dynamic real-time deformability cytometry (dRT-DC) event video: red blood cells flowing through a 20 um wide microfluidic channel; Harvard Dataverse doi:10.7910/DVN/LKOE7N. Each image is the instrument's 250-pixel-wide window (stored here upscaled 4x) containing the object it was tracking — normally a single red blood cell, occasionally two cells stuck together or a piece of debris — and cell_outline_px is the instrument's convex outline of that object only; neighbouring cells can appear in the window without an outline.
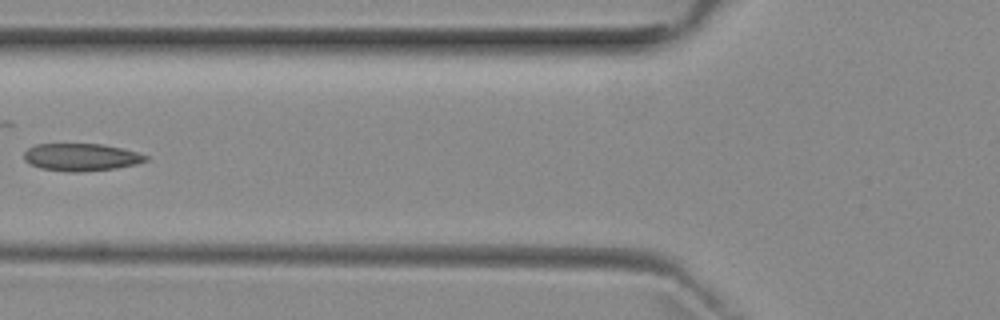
{"species": "common noctule bat (a hibernating species)", "species_latin": "Nyctalus noctula", "temperature_condition": "room temperature", "stored_images_in_passage": 7, "camera_frame_rate_fps": 3000, "um_per_image_px": 0.085, "animal": {"sex": "female", "body_mass_g": 29.2, "forearm_length_mm": 56.3}, "frame": {"image": 1, "passage_image": 6, "time_ms": 6.0, "image_size_px": [1000, 320], "cell_outline_px": [[148, 160], [136, 164], [116, 168], [80, 172], [68, 172], [40, 168], [24, 160], [24, 152], [28, 148], [36, 144], [100, 144], [120, 148], [136, 152], [148, 156]], "centroid_in_image_um": [6.88, 13.36], "position_along_channel_um": 118.9, "area_um2": 19.36}}
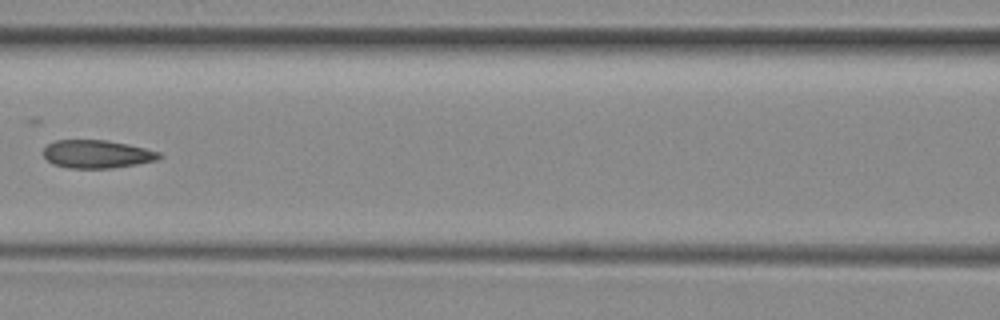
{"frame": {"image": 2, "passage_image": 7, "time_ms": 7.0, "image_size_px": [1000, 320], "cell_outline_px": [[164, 156], [156, 160], [136, 164], [112, 168], [68, 168], [52, 164], [44, 156], [44, 148], [48, 144], [56, 140], [104, 140], [128, 144], [160, 152]], "centroid_in_image_um": [8.24, 13.1], "position_along_channel_um": 158.4, "area_um2": 18.9}}